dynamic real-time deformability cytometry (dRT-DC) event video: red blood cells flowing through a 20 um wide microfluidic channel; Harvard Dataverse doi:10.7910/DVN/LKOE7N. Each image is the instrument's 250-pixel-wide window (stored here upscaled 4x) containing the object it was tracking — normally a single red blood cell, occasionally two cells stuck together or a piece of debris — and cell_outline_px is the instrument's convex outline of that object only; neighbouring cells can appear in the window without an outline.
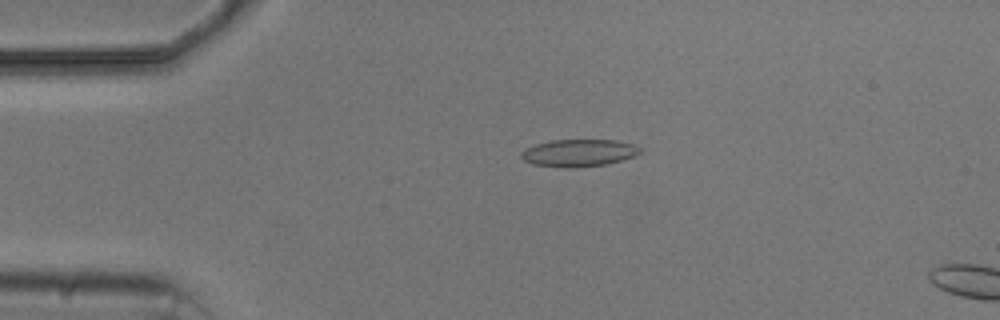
{"species": "common noctule bat (a hibernating species)", "species_latin": "Nyctalus noctula", "temperature_condition": "cold", "stored_images_in_passage": 5, "camera_frame_rate_fps": 3000, "um_per_image_px": 0.085, "animal": {"sex": "male", "body_mass_g": 20.5, "forearm_length_mm": 52.5}, "frame": {"image": 1, "passage_image": 4, "time_ms": 3.667, "image_size_px": [1000, 320], "cell_outline_px": [[644, 152], [636, 156], [604, 164], [572, 168], [564, 168], [532, 164], [524, 160], [520, 156], [520, 152], [536, 144], [552, 140], [616, 140], [632, 144], [640, 148]], "centroid_in_image_um": [49.2, 13.0], "position_along_channel_um": 35.8, "area_um2": 18.84}}